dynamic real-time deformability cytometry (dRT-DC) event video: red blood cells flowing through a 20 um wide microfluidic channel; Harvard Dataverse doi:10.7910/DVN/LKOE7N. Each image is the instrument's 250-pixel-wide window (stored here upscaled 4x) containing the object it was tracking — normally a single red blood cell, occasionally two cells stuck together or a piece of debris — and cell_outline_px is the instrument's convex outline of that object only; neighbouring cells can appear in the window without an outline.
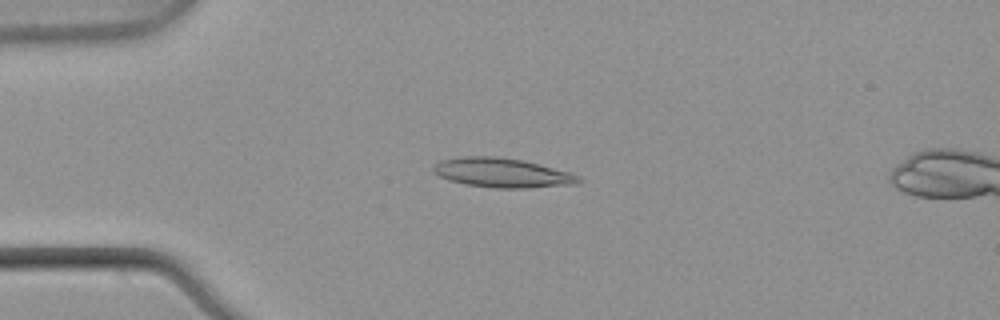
{"species": "common noctule bat (a hibernating species)", "species_latin": "Nyctalus noctula", "temperature_condition": "warm", "stored_images_in_passage": 6, "camera_frame_rate_fps": 3000, "um_per_image_px": 0.085, "animal": {"sex": "male", "body_mass_g": 21.5, "forearm_length_mm": 52.0}, "frame": {"image": 1, "passage_image": 3, "time_ms": 0.667, "image_size_px": [1000, 320], "cell_outline_px": [[584, 180], [576, 184], [524, 188], [496, 188], [464, 184], [448, 180], [432, 172], [432, 168], [440, 160], [464, 156], [496, 156], [524, 160], [568, 172], [580, 176]], "centroid_in_image_um": [42.67, 14.68], "position_along_channel_um": 42.3, "area_um2": 24.91}}
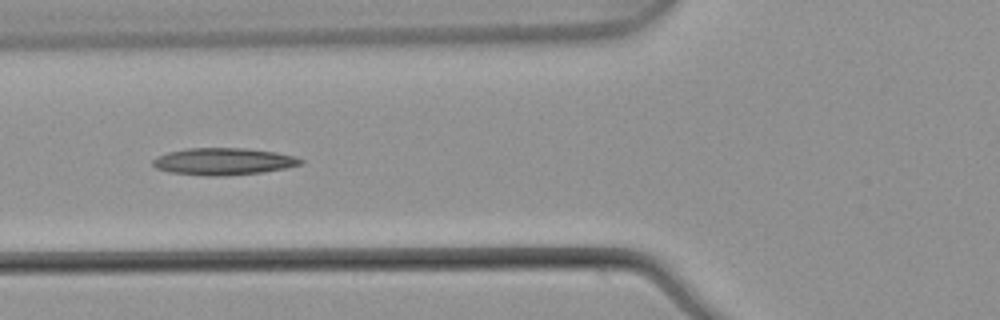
{"frame": {"image": 2, "passage_image": 5, "time_ms": 1.333, "image_size_px": [1000, 320], "cell_outline_px": [[304, 160], [300, 164], [284, 168], [264, 172], [224, 176], [204, 176], [168, 172], [156, 168], [152, 164], [152, 160], [156, 156], [168, 152], [184, 148], [244, 148], [276, 152], [292, 156]], "centroid_in_image_um": [18.92, 13.72], "position_along_channel_um": 106.9, "area_um2": 23.35}}
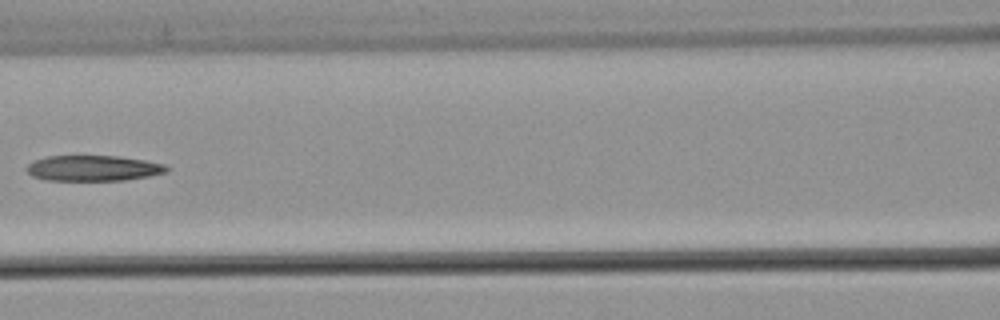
{"frame": {"image": 3, "passage_image": 6, "time_ms": 1.667, "image_size_px": [1000, 320], "cell_outline_px": [[168, 168], [164, 172], [148, 176], [124, 180], [44, 180], [32, 176], [24, 168], [28, 164], [36, 160], [48, 156], [116, 156], [144, 160], [164, 164]], "centroid_in_image_um": [7.87, 14.3], "position_along_channel_um": 158.7, "area_um2": 20.63}}